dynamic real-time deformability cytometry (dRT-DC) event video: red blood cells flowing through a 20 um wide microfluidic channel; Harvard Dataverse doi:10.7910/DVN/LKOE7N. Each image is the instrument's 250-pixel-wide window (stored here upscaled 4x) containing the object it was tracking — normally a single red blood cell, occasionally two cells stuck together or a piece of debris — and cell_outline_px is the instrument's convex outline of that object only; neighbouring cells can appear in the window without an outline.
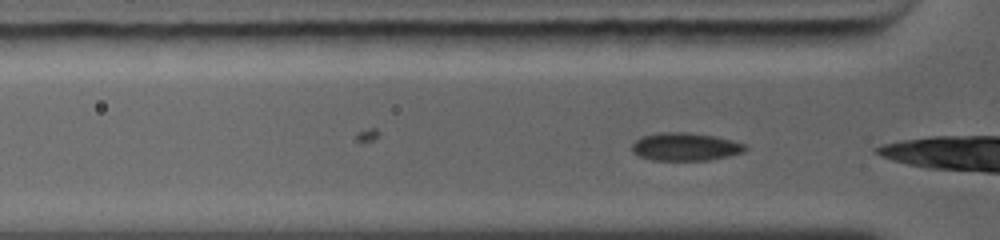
{"species": "common noctule bat (a hibernating species)", "species_latin": "Nyctalus noctula", "temperature_condition": "warm", "stored_images_in_passage": 6, "camera_frame_rate_fps": 5000, "um_per_image_px": 0.085, "animal": {"sex": "female", "body_mass_g": 19.0, "forearm_length_mm": 56.7}, "frame": {"image": 1, "passage_image": 3, "time_ms": 0.4, "image_size_px": [1000, 240], "cell_outline_px": [[748, 148], [744, 152], [728, 156], [708, 160], [652, 160], [640, 156], [632, 152], [632, 144], [640, 136], [660, 132], [688, 132], [716, 136], [732, 140], [744, 144]], "centroid_in_image_um": [58.24, 12.46], "position_along_channel_um": 67.6, "area_um2": 18.55}}